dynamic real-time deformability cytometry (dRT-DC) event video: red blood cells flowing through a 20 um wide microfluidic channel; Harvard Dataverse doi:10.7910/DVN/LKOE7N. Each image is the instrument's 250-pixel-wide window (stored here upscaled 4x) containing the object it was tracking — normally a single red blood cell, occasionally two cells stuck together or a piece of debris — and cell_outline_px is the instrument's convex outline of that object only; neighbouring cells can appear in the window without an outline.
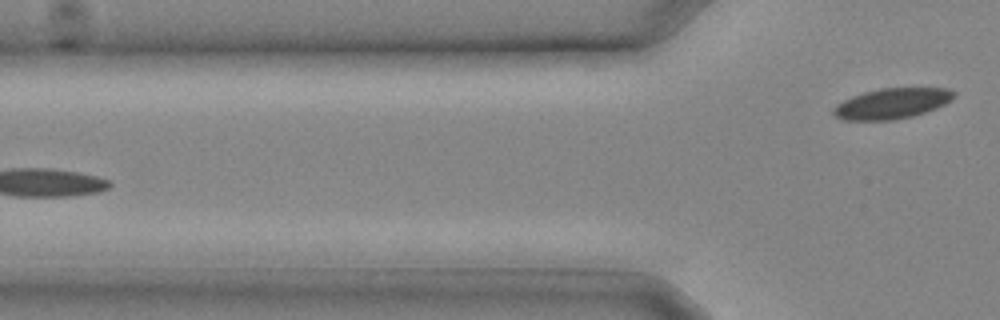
{"species": "common noctule bat (a hibernating species)", "species_latin": "Nyctalus noctula", "temperature_condition": "cold", "stored_images_in_passage": 11, "camera_frame_rate_fps": 3000, "um_per_image_px": 0.085, "animal": {"sex": "male", "body_mass_g": 20.4}, "frame": {"image": 1, "passage_image": 11, "time_ms": 3.333, "image_size_px": [1000, 320], "cell_outline_px": [[956, 92], [952, 100], [936, 108], [912, 116], [892, 120], [844, 120], [836, 116], [832, 112], [844, 100], [852, 96], [864, 92], [884, 88], [948, 88]], "centroid_in_image_um": [75.86, 8.79], "position_along_channel_um": 49.9, "area_um2": 21.1}}